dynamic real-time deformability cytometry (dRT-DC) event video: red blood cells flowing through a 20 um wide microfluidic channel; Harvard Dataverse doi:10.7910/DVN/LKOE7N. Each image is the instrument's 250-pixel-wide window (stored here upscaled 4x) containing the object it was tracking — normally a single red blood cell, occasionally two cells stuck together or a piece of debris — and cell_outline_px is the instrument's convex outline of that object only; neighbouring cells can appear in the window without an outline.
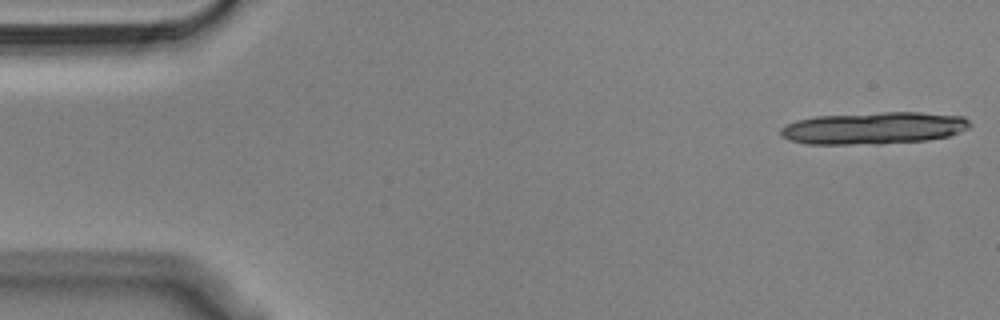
{"species": "Egyptian fruit bat (a non-hibernating species)", "species_latin": "Rousettus aegyptiacus", "temperature_condition": "cold", "stored_images_in_passage": 19, "segment_of_instrument_passage": [1, 2], "camera_frame_rate_fps": 3000, "um_per_image_px": 0.085, "animal": {"sex": "male"}, "frame": {"image": 1, "passage_image": 1, "time_ms": 0.0, "image_size_px": [1000, 320], "cell_outline_px": [[972, 124], [968, 128], [960, 132], [948, 136], [928, 140], [880, 144], [804, 144], [788, 140], [780, 136], [780, 128], [796, 120], [816, 116], [880, 112], [920, 112], [964, 116]], "centroid_in_image_um": [74.26, 10.89], "position_along_channel_um": 10.7, "area_um2": 35.78}}